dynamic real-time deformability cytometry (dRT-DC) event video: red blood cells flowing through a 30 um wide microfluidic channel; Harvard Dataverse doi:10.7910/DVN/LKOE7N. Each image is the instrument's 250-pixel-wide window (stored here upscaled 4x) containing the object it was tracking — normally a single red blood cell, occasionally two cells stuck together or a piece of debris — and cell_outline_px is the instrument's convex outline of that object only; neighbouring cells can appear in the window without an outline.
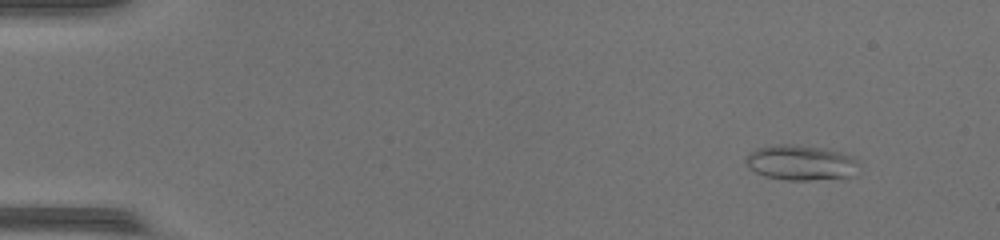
{"species": "common noctule bat (a hibernating species)", "species_latin": "Nyctalus noctula", "temperature_condition": "warm", "stored_images_in_passage": 48, "camera_frame_rate_fps": 3000, "um_per_image_px": 0.085, "animal": {"sex": "female", "body_mass_g": 17.0, "forearm_length_mm": 48.0}, "frame": {"image": 1, "passage_image": 5, "time_ms": 1.333, "image_size_px": [1000, 240], "cell_outline_px": [[860, 164], [856, 176], [808, 180], [784, 180], [764, 176], [756, 172], [744, 164], [744, 160], [748, 152], [756, 148], [780, 144], [792, 144], [824, 148], [840, 152], [852, 156]], "centroid_in_image_um": [68.06, 13.83], "position_along_channel_um": 16.9, "area_um2": 23.52}}
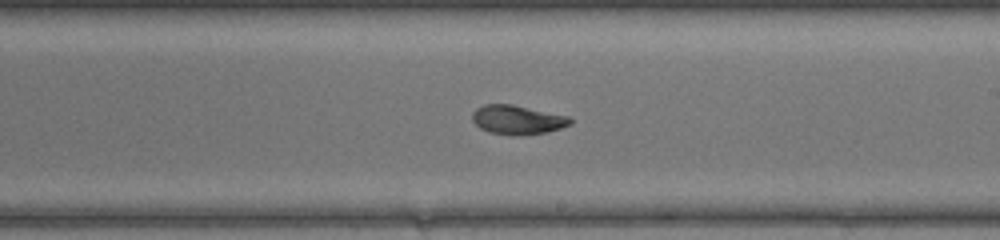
{"frame": {"image": 2, "passage_image": 29, "time_ms": 9.333, "image_size_px": [1000, 240], "cell_outline_px": [[572, 124], [548, 132], [512, 136], [488, 132], [480, 128], [472, 120], [472, 112], [476, 108], [484, 104], [512, 104], [568, 116], [572, 120]], "centroid_in_image_um": [43.96, 10.18], "position_along_channel_um": 245.0, "area_um2": 16.7}}
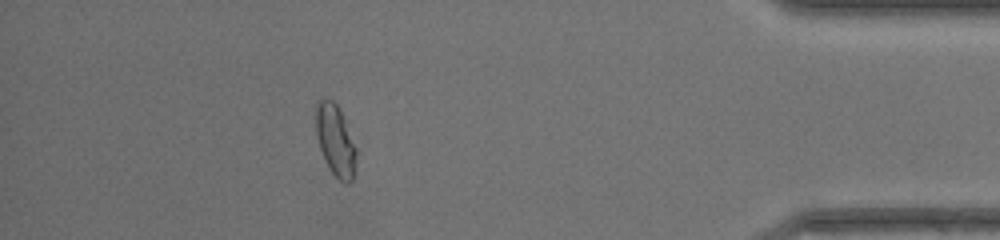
{"frame": {"image": 3, "passage_image": 43, "time_ms": 14.0, "image_size_px": [1000, 240], "cell_outline_px": [[356, 164], [352, 180], [348, 184], [344, 184], [332, 172], [320, 148], [316, 136], [316, 100], [324, 96], [332, 100], [336, 104], [344, 120], [356, 148]], "centroid_in_image_um": [28.5, 11.9], "position_along_channel_um": 406.7, "area_um2": 16.59}, "authors_computed_cell_mechanics": {"area_um2": 17.629, "velocity_mm_per_s": 4.4259, "shape_relaxation_time_tau1_ms": 8.3766, "shape_relaxation_time_tau2_ms": 1.5354, "deformation_change_tau1": 0.253, "deformation_change_tau2": 0.0718}}